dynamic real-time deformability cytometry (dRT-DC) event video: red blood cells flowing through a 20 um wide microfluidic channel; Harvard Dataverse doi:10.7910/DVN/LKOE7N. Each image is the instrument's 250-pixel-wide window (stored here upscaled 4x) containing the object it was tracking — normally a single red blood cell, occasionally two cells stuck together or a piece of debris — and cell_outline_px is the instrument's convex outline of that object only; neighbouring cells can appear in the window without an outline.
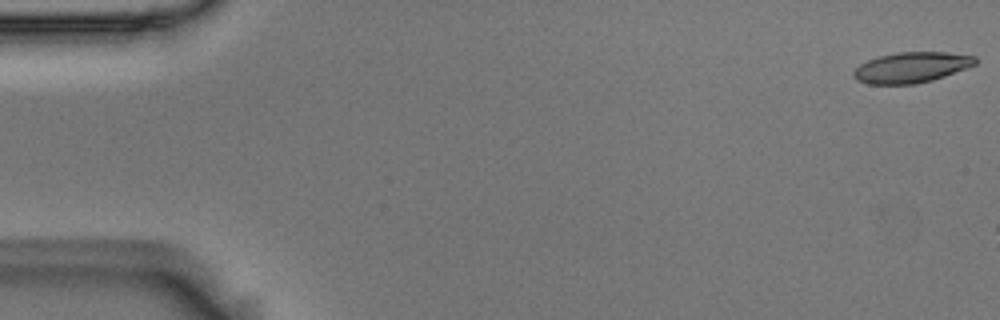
{"species": "Egyptian fruit bat (a non-hibernating species)", "species_latin": "Rousettus aegyptiacus", "temperature_condition": "room temperature", "stored_images_in_passage": 8, "camera_frame_rate_fps": 3000, "um_per_image_px": 0.085, "animal": {"sex": "male"}, "frame": {"image": 1, "passage_image": 1, "time_ms": 0.0, "image_size_px": [1000, 320], "cell_outline_px": [[976, 64], [944, 76], [932, 80], [916, 84], [868, 84], [856, 80], [852, 76], [852, 72], [860, 64], [868, 60], [880, 56], [896, 52], [948, 52], [976, 56]], "centroid_in_image_um": [77.44, 5.73], "position_along_channel_um": 7.6, "area_um2": 21.68}}